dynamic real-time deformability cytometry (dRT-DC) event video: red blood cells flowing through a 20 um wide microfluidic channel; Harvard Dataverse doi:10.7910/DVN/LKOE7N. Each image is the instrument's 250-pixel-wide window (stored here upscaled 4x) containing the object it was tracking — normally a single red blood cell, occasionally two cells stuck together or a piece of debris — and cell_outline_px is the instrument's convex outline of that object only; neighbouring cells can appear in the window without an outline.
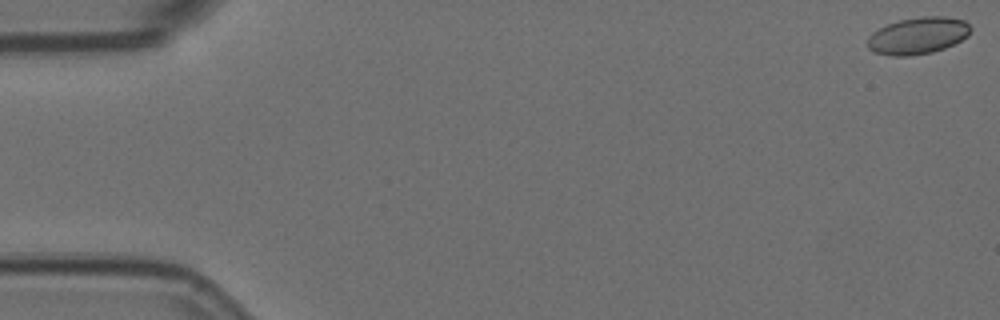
{"species": "Egyptian fruit bat (a non-hibernating species)", "species_latin": "Rousettus aegyptiacus", "temperature_condition": "room temperature", "stored_images_in_passage": 57, "camera_frame_rate_fps": 3000, "um_per_image_px": 0.085, "animal": {"sex": "female"}, "frame": {"image": 1, "passage_image": 1, "time_ms": 0.0, "image_size_px": [1000, 320], "cell_outline_px": [[972, 28], [968, 36], [944, 48], [932, 52], [908, 56], [892, 56], [872, 52], [868, 48], [868, 36], [872, 32], [888, 24], [900, 20], [924, 16], [944, 16], [964, 20]], "centroid_in_image_um": [78.01, 3.03], "position_along_channel_um": 7.0, "area_um2": 22.08}}
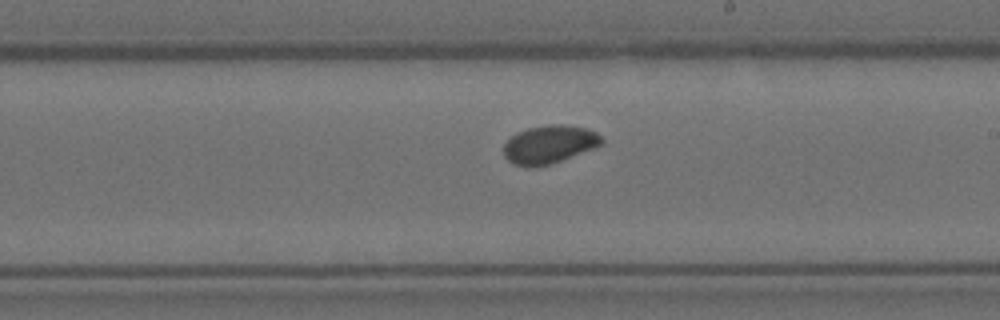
{"frame": {"image": 2, "passage_image": 33, "time_ms": 10.667, "image_size_px": [1000, 320], "cell_outline_px": [[604, 144], [596, 148], [536, 168], [528, 168], [512, 164], [504, 156], [504, 144], [516, 132], [528, 128], [548, 124], [560, 124], [584, 128], [596, 132], [604, 140]], "centroid_in_image_um": [46.68, 12.29], "position_along_channel_um": 242.3, "area_um2": 21.91}}
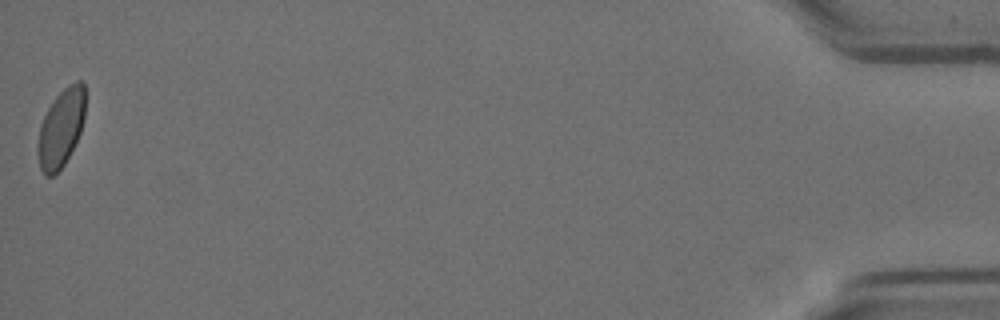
{"frame": {"image": 3, "passage_image": 57, "time_ms": 18.667, "image_size_px": [1000, 320], "cell_outline_px": [[84, 120], [80, 132], [64, 164], [52, 176], [44, 176], [40, 168], [36, 152], [36, 148], [40, 124], [52, 100], [68, 84], [76, 80], [80, 80], [84, 84]], "centroid_in_image_um": [5.15, 10.88], "position_along_channel_um": 430.0, "area_um2": 21.56}, "authors_computed_cell_mechanics": {"area_um2": 21.7906, "velocity_mm_per_s": 3.5808, "shape_relaxation_time_tau1_ms": 2.5671, "shape_relaxation_time_tau2_ms": null, "deformation_change_tau1": 0.0603, "deformation_change_tau2": null}}